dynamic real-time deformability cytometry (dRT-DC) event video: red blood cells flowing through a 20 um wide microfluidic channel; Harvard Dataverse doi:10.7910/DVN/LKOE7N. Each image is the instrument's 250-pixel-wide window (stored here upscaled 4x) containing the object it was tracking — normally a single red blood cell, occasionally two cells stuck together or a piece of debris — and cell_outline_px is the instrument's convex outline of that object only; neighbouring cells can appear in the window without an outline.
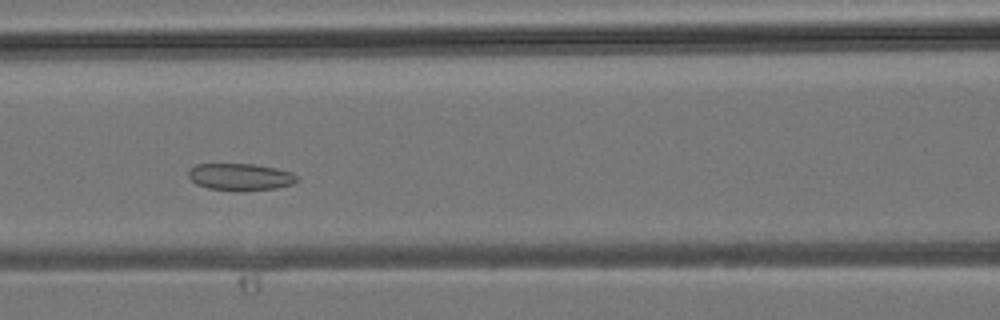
{"species": "common noctule bat (a hibernating species)", "species_latin": "Nyctalus noctula", "temperature_condition": "room temperature", "stored_images_in_passage": 34, "camera_frame_rate_fps": 3000, "um_per_image_px": 0.085, "animal": {"sex": "male", "body_mass_g": 19.2, "forearm_length_mm": 51.8}, "frame": {"image": 1, "passage_image": 13, "time_ms": 4.0, "image_size_px": [1000, 320], "cell_outline_px": [[296, 180], [292, 184], [276, 188], [208, 188], [196, 184], [188, 176], [188, 172], [196, 164], [256, 164], [276, 168], [292, 172], [296, 176]], "centroid_in_image_um": [20.41, 14.98], "position_along_channel_um": 146.2, "area_um2": 16.18}}
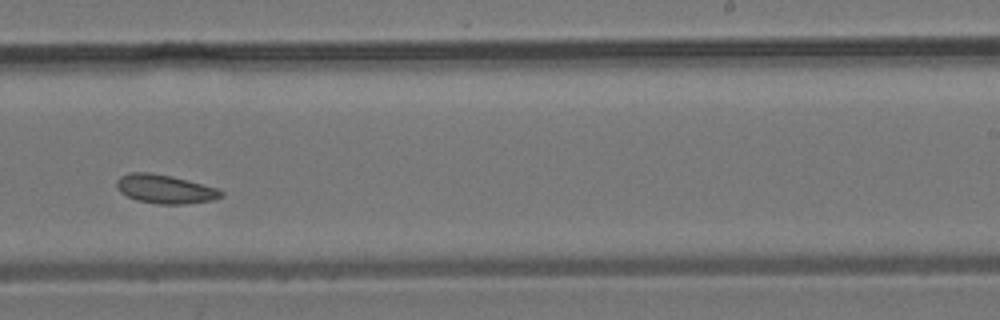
{"frame": {"image": 2, "passage_image": 20, "time_ms": 6.333, "image_size_px": [1000, 320], "cell_outline_px": [[224, 196], [212, 200], [184, 204], [156, 204], [136, 200], [120, 192], [116, 188], [116, 180], [120, 176], [128, 172], [148, 172], [172, 176], [216, 188], [224, 192]], "centroid_in_image_um": [13.99, 16.07], "position_along_channel_um": 275.0, "area_um2": 17.57}}
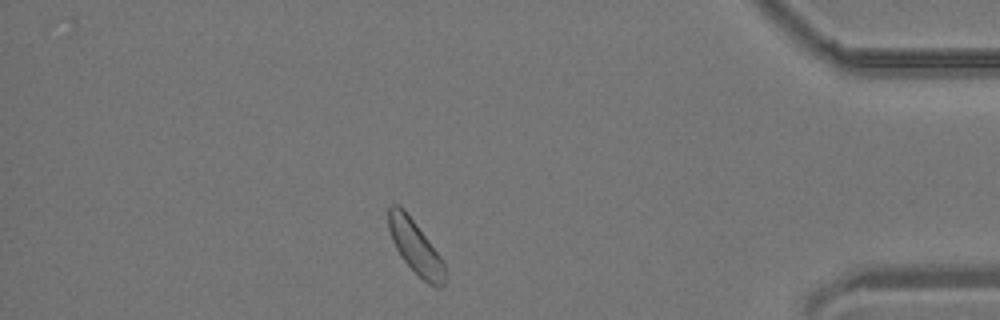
{"frame": {"image": 3, "passage_image": 29, "time_ms": 9.333, "image_size_px": [1000, 320], "cell_outline_px": [[444, 284], [440, 288], [436, 288], [428, 284], [400, 256], [392, 240], [388, 228], [388, 208], [392, 204], [396, 204], [404, 208], [444, 260]], "centroid_in_image_um": [35.3, 20.98], "position_along_channel_um": 399.9, "area_um2": 17.46}}